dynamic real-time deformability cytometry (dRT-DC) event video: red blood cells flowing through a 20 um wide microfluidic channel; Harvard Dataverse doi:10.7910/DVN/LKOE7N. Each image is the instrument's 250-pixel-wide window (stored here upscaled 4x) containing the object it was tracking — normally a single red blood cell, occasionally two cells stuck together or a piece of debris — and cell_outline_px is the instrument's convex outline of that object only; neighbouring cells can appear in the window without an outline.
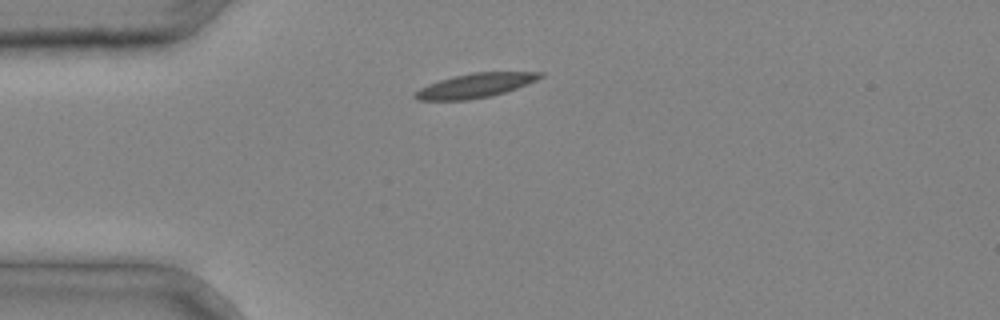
{"species": "common noctule bat (a hibernating species)", "species_latin": "Nyctalus noctula", "temperature_condition": "cold", "stored_images_in_passage": 2, "camera_frame_rate_fps": 3000, "um_per_image_px": 0.085, "animal": {"sex": "male", "body_mass_g": 20.4}, "frame": {"image": 1, "passage_image": 1, "time_ms": 0.0, "image_size_px": [1000, 320], "cell_outline_px": [[544, 76], [536, 80], [516, 88], [492, 96], [468, 100], [420, 100], [412, 96], [420, 88], [428, 84], [440, 80], [472, 72], [544, 72]], "centroid_in_image_um": [40.41, 7.27], "position_along_channel_um": 44.6, "area_um2": 17.51}}
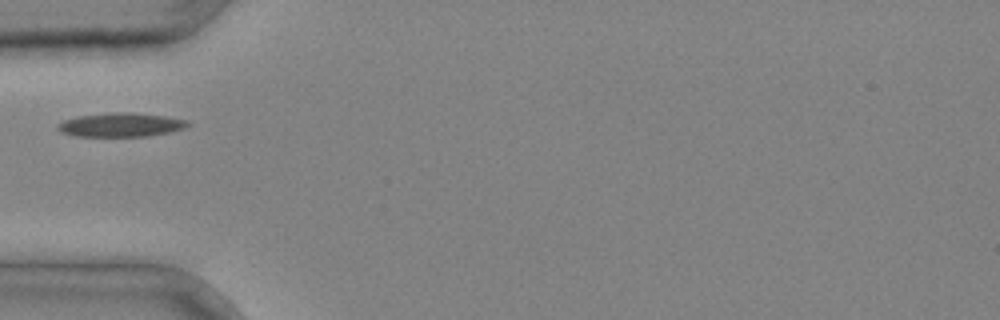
{"frame": {"image": 2, "passage_image": 2, "time_ms": 0.333, "image_size_px": [1000, 320], "cell_outline_px": [[192, 124], [184, 128], [168, 132], [148, 136], [76, 136], [60, 132], [56, 128], [56, 124], [64, 120], [80, 116], [112, 112], [128, 112], [164, 116], [188, 120]], "centroid_in_image_um": [10.26, 10.61], "position_along_channel_um": 74.7, "area_um2": 18.03}}